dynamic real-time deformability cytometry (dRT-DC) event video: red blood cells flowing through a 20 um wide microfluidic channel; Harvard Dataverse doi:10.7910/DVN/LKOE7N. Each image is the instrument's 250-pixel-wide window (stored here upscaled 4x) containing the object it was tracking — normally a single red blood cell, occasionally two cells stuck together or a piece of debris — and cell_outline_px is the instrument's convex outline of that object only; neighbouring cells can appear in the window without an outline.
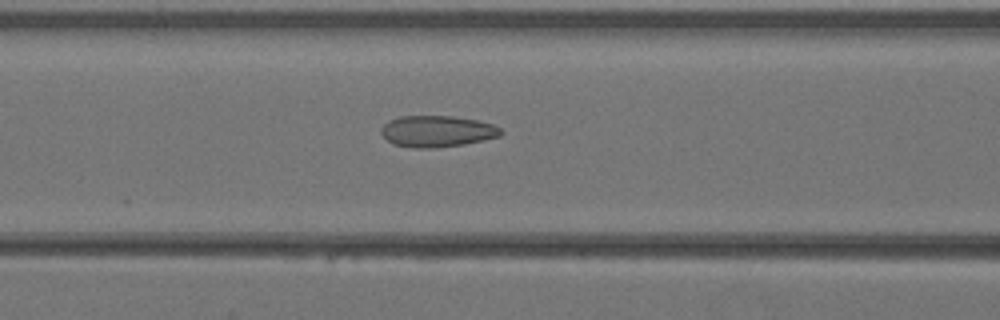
{"species": "Egyptian fruit bat (a non-hibernating species)", "species_latin": "Rousettus aegyptiacus", "temperature_condition": "warm", "stored_images_in_passage": 41, "camera_frame_rate_fps": 3000, "um_per_image_px": 0.085, "animal": {"sex": "female"}, "frame": {"image": 1, "passage_image": 17, "time_ms": 5.333, "image_size_px": [1000, 320], "cell_outline_px": [[504, 132], [500, 136], [484, 140], [464, 144], [432, 148], [416, 148], [392, 144], [380, 132], [380, 128], [388, 120], [400, 116], [452, 116], [476, 120], [492, 124], [500, 128]], "centroid_in_image_um": [37.14, 11.16], "position_along_channel_um": 129.5, "area_um2": 21.91}}
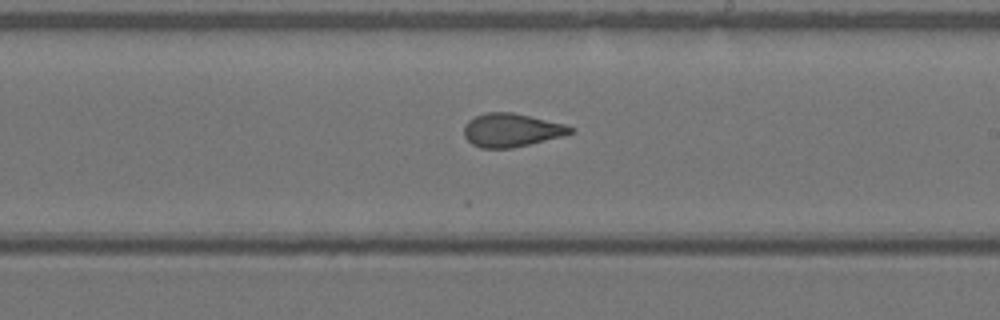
{"frame": {"image": 2, "passage_image": 24, "time_ms": 7.667, "image_size_px": [1000, 320], "cell_outline_px": [[576, 132], [564, 136], [512, 148], [480, 148], [472, 144], [464, 136], [464, 124], [468, 120], [476, 116], [488, 112], [512, 112], [564, 124], [576, 128]], "centroid_in_image_um": [43.49, 11.06], "position_along_channel_um": 245.5, "area_um2": 20.81}}
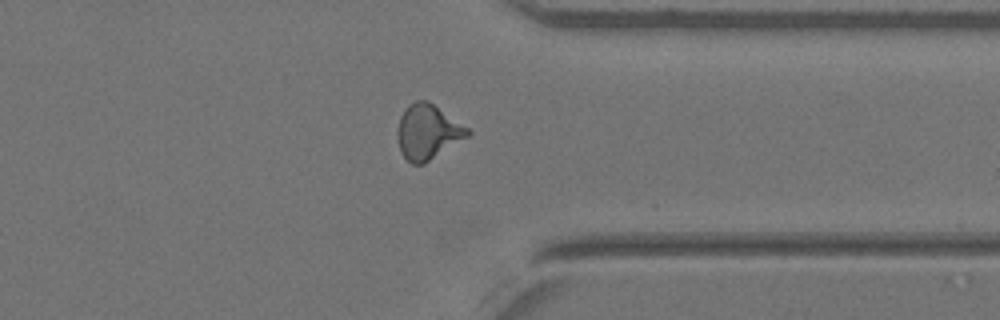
{"frame": {"image": 3, "passage_image": 32, "time_ms": 10.333, "image_size_px": [1000, 320], "cell_outline_px": [[472, 132], [468, 136], [424, 164], [412, 164], [400, 152], [396, 136], [396, 132], [400, 116], [404, 108], [408, 104], [416, 100], [428, 100], [468, 128]], "centroid_in_image_um": [36.32, 11.2], "position_along_channel_um": 375.1, "area_um2": 22.48}}